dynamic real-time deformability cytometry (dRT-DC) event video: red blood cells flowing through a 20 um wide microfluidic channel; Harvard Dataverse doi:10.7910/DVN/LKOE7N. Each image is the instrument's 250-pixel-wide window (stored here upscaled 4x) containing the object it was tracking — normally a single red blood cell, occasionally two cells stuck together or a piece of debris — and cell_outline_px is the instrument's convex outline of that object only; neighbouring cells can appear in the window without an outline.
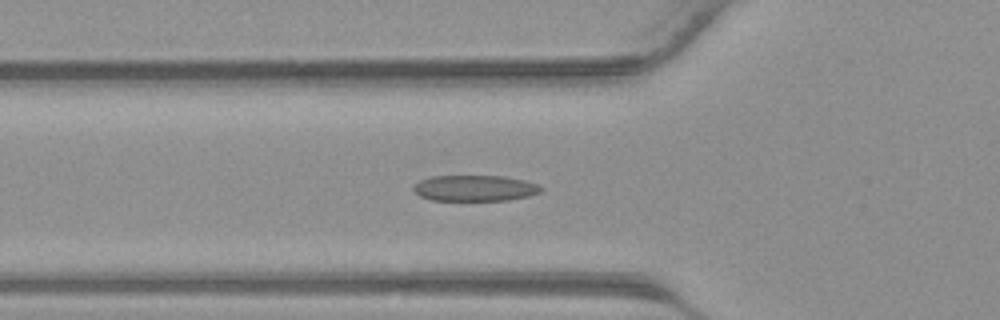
{"species": "common noctule bat (a hibernating species)", "species_latin": "Nyctalus noctula", "temperature_condition": "warm", "stored_images_in_passage": 35, "camera_frame_rate_fps": 3000, "um_per_image_px": 0.085, "animal": {"sex": "male", "body_mass_g": 23.1, "forearm_length_mm": 52.7}, "frame": {"image": 1, "passage_image": 13, "time_ms": 4.0, "image_size_px": [1000, 320], "cell_outline_px": [[544, 188], [540, 192], [528, 196], [508, 200], [432, 200], [420, 196], [412, 188], [420, 180], [432, 176], [504, 176], [524, 180], [536, 184]], "centroid_in_image_um": [40.37, 15.99], "position_along_channel_um": 85.4, "area_um2": 19.13}}
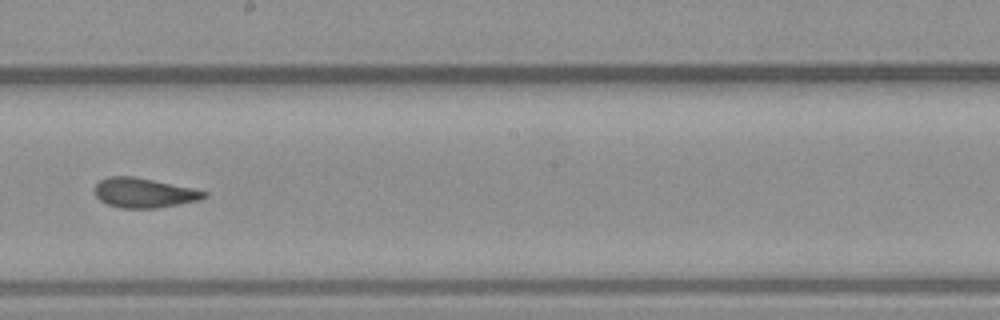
{"frame": {"image": 2, "passage_image": 22, "time_ms": 7.0, "image_size_px": [1000, 320], "cell_outline_px": [[208, 196], [200, 200], [180, 204], [156, 208], [120, 208], [108, 204], [100, 200], [96, 196], [92, 188], [100, 180], [108, 176], [132, 176], [192, 188], [208, 192]], "centroid_in_image_um": [12.22, 16.39], "position_along_channel_um": 236.0, "area_um2": 18.96}}
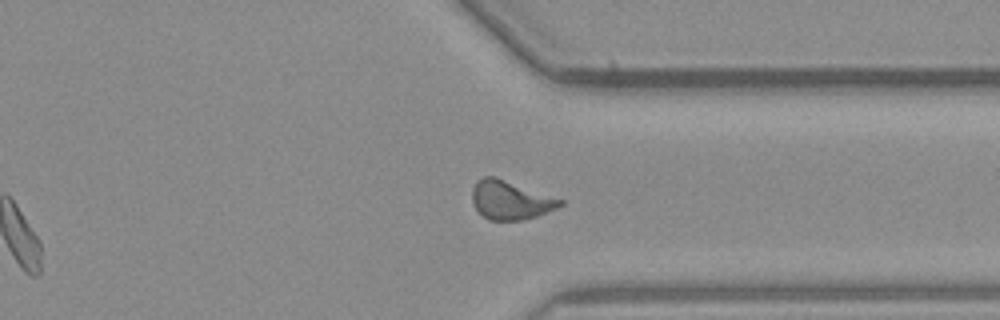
{"frame": {"image": 3, "passage_image": 30, "time_ms": 9.667, "image_size_px": [1000, 320], "cell_outline_px": [[564, 204], [556, 208], [536, 216], [524, 220], [488, 220], [472, 204], [472, 188], [476, 180], [484, 176], [496, 176], [564, 200]], "centroid_in_image_um": [43.36, 16.99], "position_along_channel_um": 368.0, "area_um2": 19.94}}